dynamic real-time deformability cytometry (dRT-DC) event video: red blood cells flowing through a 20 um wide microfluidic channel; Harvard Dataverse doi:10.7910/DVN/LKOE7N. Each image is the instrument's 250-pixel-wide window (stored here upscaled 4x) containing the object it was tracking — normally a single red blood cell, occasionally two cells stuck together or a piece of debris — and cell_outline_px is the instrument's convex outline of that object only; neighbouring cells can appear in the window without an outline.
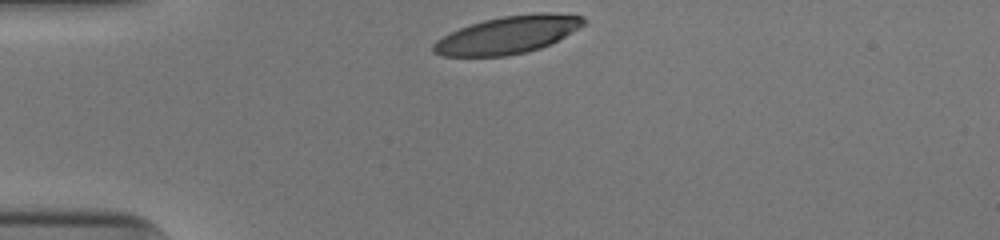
{"species": "human", "species_latin": "Homo sapiens", "temperature_condition": "cold", "stored_images_in_passage": 30, "camera_frame_rate_fps": 3000, "um_per_image_px": 0.085, "donor": {"sex": "male"}, "frame": {"image": 1, "passage_image": 1, "time_ms": 0.0, "image_size_px": [1000, 240], "cell_outline_px": [[588, 20], [584, 24], [564, 36], [540, 48], [524, 52], [504, 56], [444, 56], [432, 52], [432, 44], [436, 40], [460, 28], [484, 20], [504, 16], [540, 12], [548, 12], [584, 16]], "centroid_in_image_um": [43.15, 2.96], "position_along_channel_um": 41.8, "area_um2": 32.43}}
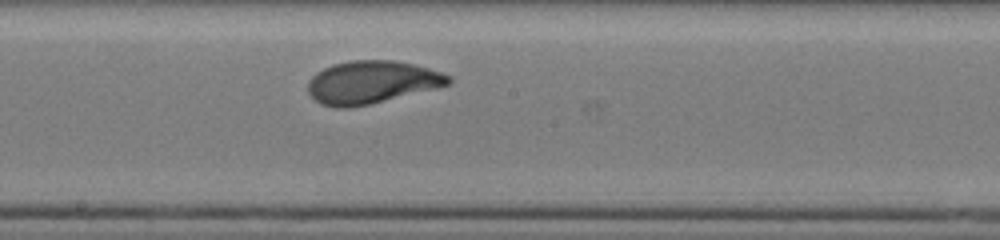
{"frame": {"image": 2, "passage_image": 17, "time_ms": 5.333, "image_size_px": [1000, 240], "cell_outline_px": [[452, 80], [448, 84], [436, 88], [352, 108], [336, 108], [320, 104], [308, 92], [308, 80], [316, 72], [332, 64], [352, 60], [392, 60], [412, 64], [428, 68], [452, 76]], "centroid_in_image_um": [31.56, 6.99], "position_along_channel_um": 216.6, "area_um2": 34.91}}
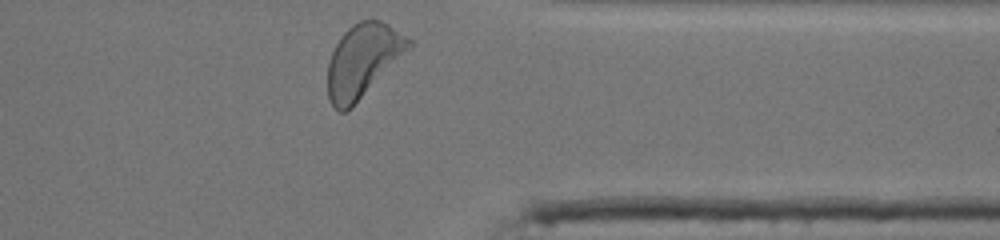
{"frame": {"image": 3, "passage_image": 30, "time_ms": 9.667, "image_size_px": [1000, 240], "cell_outline_px": [[412, 48], [352, 108], [344, 112], [340, 112], [328, 100], [328, 64], [332, 52], [336, 44], [344, 32], [352, 24], [360, 20], [380, 20], [388, 24], [412, 40]], "centroid_in_image_um": [30.87, 5.16], "position_along_channel_um": 380.5, "area_um2": 34.74}, "authors_computed_cell_mechanics": {"area_um2": 34.5355, "velocity_mm_per_s": 3.9139, "shape_relaxation_time_tau1_ms": 2.8464, "shape_relaxation_time_tau2_ms": 0.8783, "deformation_change_tau1": 0.1662, "deformation_change_tau2": 0.0676}}